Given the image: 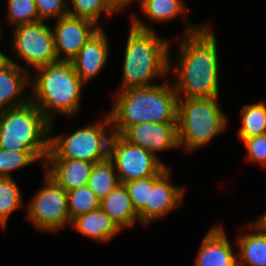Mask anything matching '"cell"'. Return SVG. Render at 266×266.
Returning <instances> with one entry per match:
<instances>
[{
	"label": "cell",
	"instance_id": "cell-11",
	"mask_svg": "<svg viewBox=\"0 0 266 266\" xmlns=\"http://www.w3.org/2000/svg\"><path fill=\"white\" fill-rule=\"evenodd\" d=\"M100 28V25L85 18L70 15L59 18L52 29L58 61L71 62Z\"/></svg>",
	"mask_w": 266,
	"mask_h": 266
},
{
	"label": "cell",
	"instance_id": "cell-29",
	"mask_svg": "<svg viewBox=\"0 0 266 266\" xmlns=\"http://www.w3.org/2000/svg\"><path fill=\"white\" fill-rule=\"evenodd\" d=\"M39 160L30 151H7L0 148V177H12L11 172Z\"/></svg>",
	"mask_w": 266,
	"mask_h": 266
},
{
	"label": "cell",
	"instance_id": "cell-19",
	"mask_svg": "<svg viewBox=\"0 0 266 266\" xmlns=\"http://www.w3.org/2000/svg\"><path fill=\"white\" fill-rule=\"evenodd\" d=\"M71 226L98 242H108L121 231L101 208L77 216L72 220Z\"/></svg>",
	"mask_w": 266,
	"mask_h": 266
},
{
	"label": "cell",
	"instance_id": "cell-24",
	"mask_svg": "<svg viewBox=\"0 0 266 266\" xmlns=\"http://www.w3.org/2000/svg\"><path fill=\"white\" fill-rule=\"evenodd\" d=\"M20 192L12 177H0V225L3 228L6 227L10 214L23 204Z\"/></svg>",
	"mask_w": 266,
	"mask_h": 266
},
{
	"label": "cell",
	"instance_id": "cell-21",
	"mask_svg": "<svg viewBox=\"0 0 266 266\" xmlns=\"http://www.w3.org/2000/svg\"><path fill=\"white\" fill-rule=\"evenodd\" d=\"M119 184L120 182L115 166L109 158L94 163L87 186L100 200L105 198Z\"/></svg>",
	"mask_w": 266,
	"mask_h": 266
},
{
	"label": "cell",
	"instance_id": "cell-20",
	"mask_svg": "<svg viewBox=\"0 0 266 266\" xmlns=\"http://www.w3.org/2000/svg\"><path fill=\"white\" fill-rule=\"evenodd\" d=\"M250 230L252 233L248 231L236 237L240 252L238 266H266V231L254 222L250 224Z\"/></svg>",
	"mask_w": 266,
	"mask_h": 266
},
{
	"label": "cell",
	"instance_id": "cell-9",
	"mask_svg": "<svg viewBox=\"0 0 266 266\" xmlns=\"http://www.w3.org/2000/svg\"><path fill=\"white\" fill-rule=\"evenodd\" d=\"M109 159L115 166L120 184L159 175L168 167L158 156L128 143L115 133L110 140Z\"/></svg>",
	"mask_w": 266,
	"mask_h": 266
},
{
	"label": "cell",
	"instance_id": "cell-15",
	"mask_svg": "<svg viewBox=\"0 0 266 266\" xmlns=\"http://www.w3.org/2000/svg\"><path fill=\"white\" fill-rule=\"evenodd\" d=\"M237 258L223 227L215 225L205 234L194 266H238Z\"/></svg>",
	"mask_w": 266,
	"mask_h": 266
},
{
	"label": "cell",
	"instance_id": "cell-31",
	"mask_svg": "<svg viewBox=\"0 0 266 266\" xmlns=\"http://www.w3.org/2000/svg\"><path fill=\"white\" fill-rule=\"evenodd\" d=\"M247 148V159L251 162L266 165V133L242 140Z\"/></svg>",
	"mask_w": 266,
	"mask_h": 266
},
{
	"label": "cell",
	"instance_id": "cell-2",
	"mask_svg": "<svg viewBox=\"0 0 266 266\" xmlns=\"http://www.w3.org/2000/svg\"><path fill=\"white\" fill-rule=\"evenodd\" d=\"M138 18L134 15L131 19L119 91L157 85L153 78L165 76L171 70V42Z\"/></svg>",
	"mask_w": 266,
	"mask_h": 266
},
{
	"label": "cell",
	"instance_id": "cell-10",
	"mask_svg": "<svg viewBox=\"0 0 266 266\" xmlns=\"http://www.w3.org/2000/svg\"><path fill=\"white\" fill-rule=\"evenodd\" d=\"M14 28L12 48L25 63L36 69L58 61L53 31L44 21Z\"/></svg>",
	"mask_w": 266,
	"mask_h": 266
},
{
	"label": "cell",
	"instance_id": "cell-8",
	"mask_svg": "<svg viewBox=\"0 0 266 266\" xmlns=\"http://www.w3.org/2000/svg\"><path fill=\"white\" fill-rule=\"evenodd\" d=\"M44 174L43 187L28 203L27 218L40 231L56 232L72 222L68 213L67 191Z\"/></svg>",
	"mask_w": 266,
	"mask_h": 266
},
{
	"label": "cell",
	"instance_id": "cell-30",
	"mask_svg": "<svg viewBox=\"0 0 266 266\" xmlns=\"http://www.w3.org/2000/svg\"><path fill=\"white\" fill-rule=\"evenodd\" d=\"M64 0H35L41 21L69 15V2Z\"/></svg>",
	"mask_w": 266,
	"mask_h": 266
},
{
	"label": "cell",
	"instance_id": "cell-3",
	"mask_svg": "<svg viewBox=\"0 0 266 266\" xmlns=\"http://www.w3.org/2000/svg\"><path fill=\"white\" fill-rule=\"evenodd\" d=\"M108 113L113 133L140 123H177L178 95L168 83L118 91Z\"/></svg>",
	"mask_w": 266,
	"mask_h": 266
},
{
	"label": "cell",
	"instance_id": "cell-4",
	"mask_svg": "<svg viewBox=\"0 0 266 266\" xmlns=\"http://www.w3.org/2000/svg\"><path fill=\"white\" fill-rule=\"evenodd\" d=\"M32 82L31 101L53 123L54 112L73 117L79 110L80 94L84 82L76 74L70 61H57L37 67Z\"/></svg>",
	"mask_w": 266,
	"mask_h": 266
},
{
	"label": "cell",
	"instance_id": "cell-13",
	"mask_svg": "<svg viewBox=\"0 0 266 266\" xmlns=\"http://www.w3.org/2000/svg\"><path fill=\"white\" fill-rule=\"evenodd\" d=\"M167 167L159 175L149 177V204H146V226L163 218L183 201L185 189L174 186Z\"/></svg>",
	"mask_w": 266,
	"mask_h": 266
},
{
	"label": "cell",
	"instance_id": "cell-1",
	"mask_svg": "<svg viewBox=\"0 0 266 266\" xmlns=\"http://www.w3.org/2000/svg\"><path fill=\"white\" fill-rule=\"evenodd\" d=\"M186 26V35L180 42L178 63L174 67V88L178 98H219L215 33L208 25Z\"/></svg>",
	"mask_w": 266,
	"mask_h": 266
},
{
	"label": "cell",
	"instance_id": "cell-17",
	"mask_svg": "<svg viewBox=\"0 0 266 266\" xmlns=\"http://www.w3.org/2000/svg\"><path fill=\"white\" fill-rule=\"evenodd\" d=\"M94 163L75 159H46L44 168L67 192L86 186Z\"/></svg>",
	"mask_w": 266,
	"mask_h": 266
},
{
	"label": "cell",
	"instance_id": "cell-34",
	"mask_svg": "<svg viewBox=\"0 0 266 266\" xmlns=\"http://www.w3.org/2000/svg\"><path fill=\"white\" fill-rule=\"evenodd\" d=\"M9 61V57H7L6 55H4L1 51H0V68L5 65L7 62Z\"/></svg>",
	"mask_w": 266,
	"mask_h": 266
},
{
	"label": "cell",
	"instance_id": "cell-27",
	"mask_svg": "<svg viewBox=\"0 0 266 266\" xmlns=\"http://www.w3.org/2000/svg\"><path fill=\"white\" fill-rule=\"evenodd\" d=\"M10 23L15 27L41 21L35 0H6Z\"/></svg>",
	"mask_w": 266,
	"mask_h": 266
},
{
	"label": "cell",
	"instance_id": "cell-16",
	"mask_svg": "<svg viewBox=\"0 0 266 266\" xmlns=\"http://www.w3.org/2000/svg\"><path fill=\"white\" fill-rule=\"evenodd\" d=\"M26 68L9 58V61L0 68V112L31 101V97L21 98L22 90L30 85L31 77ZM26 86V87H25Z\"/></svg>",
	"mask_w": 266,
	"mask_h": 266
},
{
	"label": "cell",
	"instance_id": "cell-14",
	"mask_svg": "<svg viewBox=\"0 0 266 266\" xmlns=\"http://www.w3.org/2000/svg\"><path fill=\"white\" fill-rule=\"evenodd\" d=\"M106 35L101 27L71 60L76 74L84 83L96 77L106 65L109 54Z\"/></svg>",
	"mask_w": 266,
	"mask_h": 266
},
{
	"label": "cell",
	"instance_id": "cell-12",
	"mask_svg": "<svg viewBox=\"0 0 266 266\" xmlns=\"http://www.w3.org/2000/svg\"><path fill=\"white\" fill-rule=\"evenodd\" d=\"M120 136L155 156L169 148H179L177 123H140L128 126Z\"/></svg>",
	"mask_w": 266,
	"mask_h": 266
},
{
	"label": "cell",
	"instance_id": "cell-23",
	"mask_svg": "<svg viewBox=\"0 0 266 266\" xmlns=\"http://www.w3.org/2000/svg\"><path fill=\"white\" fill-rule=\"evenodd\" d=\"M181 0H140L138 4L149 20L166 22L184 15L186 6Z\"/></svg>",
	"mask_w": 266,
	"mask_h": 266
},
{
	"label": "cell",
	"instance_id": "cell-7",
	"mask_svg": "<svg viewBox=\"0 0 266 266\" xmlns=\"http://www.w3.org/2000/svg\"><path fill=\"white\" fill-rule=\"evenodd\" d=\"M110 126L112 124L107 113L104 122L87 124L67 137L50 134L47 159H75L93 163L108 159L113 135V129H107Z\"/></svg>",
	"mask_w": 266,
	"mask_h": 266
},
{
	"label": "cell",
	"instance_id": "cell-18",
	"mask_svg": "<svg viewBox=\"0 0 266 266\" xmlns=\"http://www.w3.org/2000/svg\"><path fill=\"white\" fill-rule=\"evenodd\" d=\"M100 208L120 230L124 227H133L135 222L140 221L124 184H119L103 198Z\"/></svg>",
	"mask_w": 266,
	"mask_h": 266
},
{
	"label": "cell",
	"instance_id": "cell-6",
	"mask_svg": "<svg viewBox=\"0 0 266 266\" xmlns=\"http://www.w3.org/2000/svg\"><path fill=\"white\" fill-rule=\"evenodd\" d=\"M218 99L178 98L179 146L192 151L207 145L224 130L227 119L219 108Z\"/></svg>",
	"mask_w": 266,
	"mask_h": 266
},
{
	"label": "cell",
	"instance_id": "cell-5",
	"mask_svg": "<svg viewBox=\"0 0 266 266\" xmlns=\"http://www.w3.org/2000/svg\"><path fill=\"white\" fill-rule=\"evenodd\" d=\"M53 125L32 102L0 112V148L30 151L43 165L50 150Z\"/></svg>",
	"mask_w": 266,
	"mask_h": 266
},
{
	"label": "cell",
	"instance_id": "cell-22",
	"mask_svg": "<svg viewBox=\"0 0 266 266\" xmlns=\"http://www.w3.org/2000/svg\"><path fill=\"white\" fill-rule=\"evenodd\" d=\"M240 113L242 125L237 134L241 141L266 133V104L264 102L245 105Z\"/></svg>",
	"mask_w": 266,
	"mask_h": 266
},
{
	"label": "cell",
	"instance_id": "cell-32",
	"mask_svg": "<svg viewBox=\"0 0 266 266\" xmlns=\"http://www.w3.org/2000/svg\"><path fill=\"white\" fill-rule=\"evenodd\" d=\"M133 0H107L112 9L118 13L120 10H123L125 6L131 3ZM140 3V0H138Z\"/></svg>",
	"mask_w": 266,
	"mask_h": 266
},
{
	"label": "cell",
	"instance_id": "cell-28",
	"mask_svg": "<svg viewBox=\"0 0 266 266\" xmlns=\"http://www.w3.org/2000/svg\"><path fill=\"white\" fill-rule=\"evenodd\" d=\"M140 222L146 226V204H149V177L129 181L124 184Z\"/></svg>",
	"mask_w": 266,
	"mask_h": 266
},
{
	"label": "cell",
	"instance_id": "cell-25",
	"mask_svg": "<svg viewBox=\"0 0 266 266\" xmlns=\"http://www.w3.org/2000/svg\"><path fill=\"white\" fill-rule=\"evenodd\" d=\"M68 213L72 221L79 215L97 210L100 208V199L86 185L67 192Z\"/></svg>",
	"mask_w": 266,
	"mask_h": 266
},
{
	"label": "cell",
	"instance_id": "cell-26",
	"mask_svg": "<svg viewBox=\"0 0 266 266\" xmlns=\"http://www.w3.org/2000/svg\"><path fill=\"white\" fill-rule=\"evenodd\" d=\"M73 10L69 8V15L89 19L96 24L100 19L101 13L104 12L108 16L116 12L109 5L107 0H70Z\"/></svg>",
	"mask_w": 266,
	"mask_h": 266
},
{
	"label": "cell",
	"instance_id": "cell-33",
	"mask_svg": "<svg viewBox=\"0 0 266 266\" xmlns=\"http://www.w3.org/2000/svg\"><path fill=\"white\" fill-rule=\"evenodd\" d=\"M262 230L266 231V212L254 221Z\"/></svg>",
	"mask_w": 266,
	"mask_h": 266
}]
</instances>
